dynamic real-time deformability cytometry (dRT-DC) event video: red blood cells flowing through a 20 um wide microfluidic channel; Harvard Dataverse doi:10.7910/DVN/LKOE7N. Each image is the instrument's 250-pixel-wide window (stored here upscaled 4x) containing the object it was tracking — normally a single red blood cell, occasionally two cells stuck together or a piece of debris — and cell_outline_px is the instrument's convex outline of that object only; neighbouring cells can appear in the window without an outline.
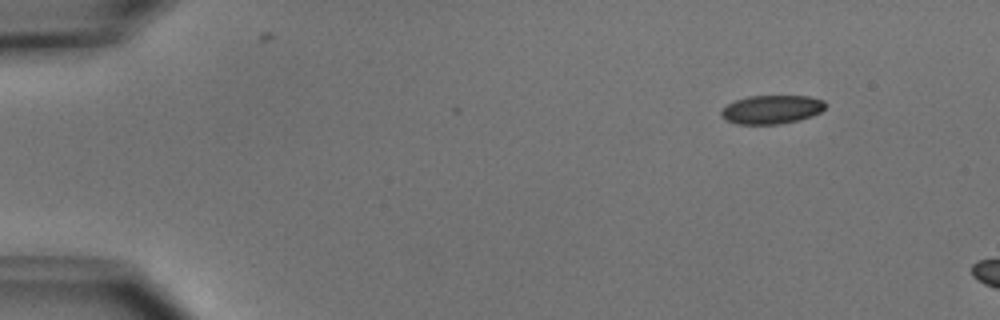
{"species": "common noctule bat (a hibernating species)", "species_latin": "Nyctalus noctula", "temperature_condition": "cold", "stored_images_in_passage": 5, "camera_frame_rate_fps": 3000, "um_per_image_px": 0.085, "animal": {"sex": "male", "body_mass_g": 15.6}, "frame": {"image": 1, "passage_image": 1, "time_ms": 0.0, "image_size_px": [1000, 320], "cell_outline_px": [[828, 104], [820, 112], [812, 116], [800, 120], [780, 124], [736, 124], [724, 120], [720, 116], [720, 112], [728, 104], [736, 100], [748, 96], [808, 96], [824, 100]], "centroid_in_image_um": [65.6, 9.31], "position_along_channel_um": 19.4, "area_um2": 17.57}}